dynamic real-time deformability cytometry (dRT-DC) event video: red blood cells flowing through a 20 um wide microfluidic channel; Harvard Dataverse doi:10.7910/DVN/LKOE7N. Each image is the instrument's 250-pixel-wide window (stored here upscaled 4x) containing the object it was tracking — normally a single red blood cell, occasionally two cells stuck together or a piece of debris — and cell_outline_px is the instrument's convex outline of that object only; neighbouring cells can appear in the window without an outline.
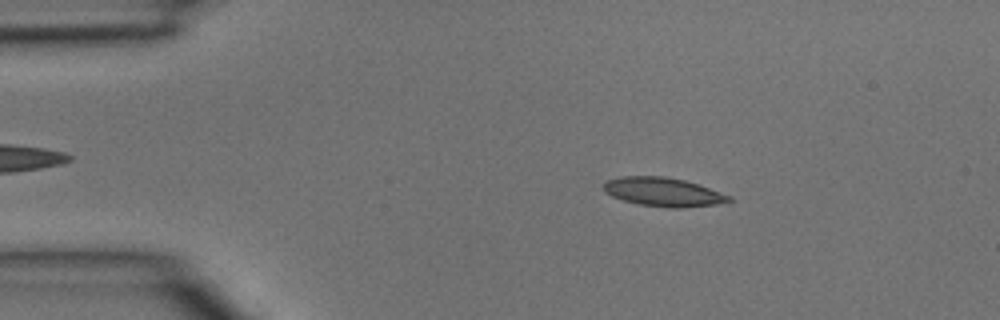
{"species": "common noctule bat (a hibernating species)", "species_latin": "Nyctalus noctula", "temperature_condition": "room temperature", "stored_images_in_passage": 2, "camera_frame_rate_fps": 3000, "um_per_image_px": 0.085, "animal": {"sex": "male", "body_mass_g": 15.6}, "frame": {"image": 1, "passage_image": 1, "time_ms": 0.0, "image_size_px": [1000, 320], "cell_outline_px": [[732, 200], [716, 204], [680, 208], [668, 208], [640, 204], [624, 200], [612, 196], [604, 192], [604, 184], [608, 180], [620, 176], [664, 176], [684, 180], [732, 196]], "centroid_in_image_um": [56.36, 16.31], "position_along_channel_um": 28.6, "area_um2": 20.81}}